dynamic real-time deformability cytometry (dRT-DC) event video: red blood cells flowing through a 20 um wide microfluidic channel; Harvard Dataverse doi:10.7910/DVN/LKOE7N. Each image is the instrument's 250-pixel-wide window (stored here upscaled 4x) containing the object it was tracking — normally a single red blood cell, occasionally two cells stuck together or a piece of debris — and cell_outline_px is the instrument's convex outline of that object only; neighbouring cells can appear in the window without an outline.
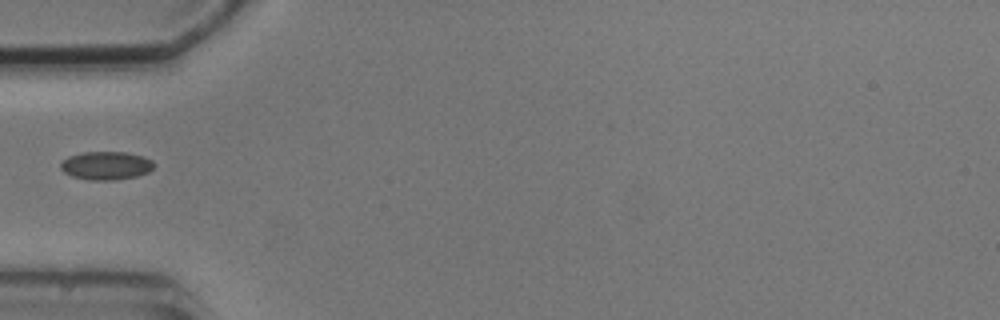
{"species": "common noctule bat (a hibernating species)", "species_latin": "Nyctalus noctula", "temperature_condition": "cold", "stored_images_in_passage": 5, "segment_of_instrument_passage": [2, 2], "camera_frame_rate_fps": 3000, "um_per_image_px": 0.085, "animal": {"sex": "male", "body_mass_g": 20.5, "forearm_length_mm": 52.5}, "frame": {"image": 1, "passage_image": 4, "time_ms": 3.667, "image_size_px": [1000, 320], "cell_outline_px": [[156, 164], [148, 172], [136, 176], [116, 180], [88, 180], [72, 176], [64, 172], [60, 168], [60, 164], [68, 156], [80, 152], [128, 152], [144, 156], [152, 160]], "centroid_in_image_um": [9.03, 14.07], "position_along_channel_um": 76.0, "area_um2": 15.55}}